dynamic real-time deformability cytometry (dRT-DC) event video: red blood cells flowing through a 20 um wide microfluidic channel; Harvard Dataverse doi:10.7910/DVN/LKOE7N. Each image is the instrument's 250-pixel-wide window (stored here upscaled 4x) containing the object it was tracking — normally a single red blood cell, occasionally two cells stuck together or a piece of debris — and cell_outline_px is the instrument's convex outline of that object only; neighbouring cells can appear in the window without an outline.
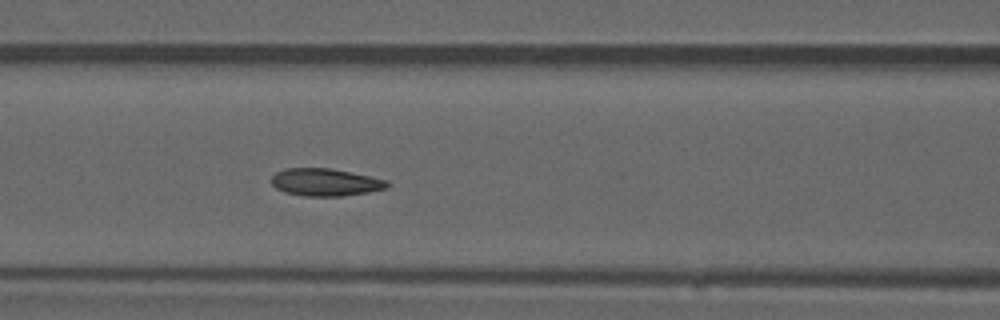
{"species": "common noctule bat (a hibernating species)", "species_latin": "Nyctalus noctula", "temperature_condition": "warm", "stored_images_in_passage": 51, "camera_frame_rate_fps": 3000, "um_per_image_px": 0.085, "animal": {"sex": "male", "forearm_length_mm": 52.5}, "frame": {"image": 1, "passage_image": 22, "time_ms": 7.0, "image_size_px": [1000, 320], "cell_outline_px": [[392, 184], [388, 188], [368, 192], [344, 196], [304, 196], [284, 192], [276, 188], [272, 184], [272, 176], [276, 172], [288, 168], [332, 168], [388, 180]], "centroid_in_image_um": [27.69, 15.49], "position_along_channel_um": 138.9, "area_um2": 18.67}, "authors_computed_cell_mechanics": {"area_um2": 18.7272, "velocity_mm_per_s": 3.9822, "shape_relaxation_time_tau1_ms": null, "shape_relaxation_time_tau2_ms": 1.5657, "deformation_change_tau1": null, "deformation_change_tau2": 0.0737}}